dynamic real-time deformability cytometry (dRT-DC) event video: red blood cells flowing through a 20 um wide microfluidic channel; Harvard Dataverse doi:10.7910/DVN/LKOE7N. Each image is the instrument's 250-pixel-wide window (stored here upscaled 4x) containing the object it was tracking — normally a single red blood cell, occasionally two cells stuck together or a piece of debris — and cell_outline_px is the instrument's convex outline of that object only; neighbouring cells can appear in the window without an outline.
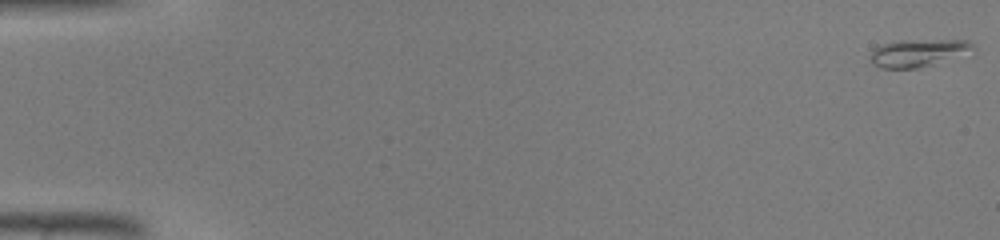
{"species": "common noctule bat (a hibernating species)", "species_latin": "Nyctalus noctula", "temperature_condition": "warm", "stored_images_in_passage": 46, "camera_frame_rate_fps": 3000, "um_per_image_px": 0.085, "animal": {"sex": "male", "body_mass_g": 19.0, "forearm_length_mm": 50.8}, "frame": {"image": 1, "passage_image": 1, "time_ms": 0.0, "image_size_px": [1000, 240], "cell_outline_px": [[976, 52], [920, 68], [884, 68], [872, 64], [872, 48], [884, 44], [900, 40], [968, 40], [976, 48]], "centroid_in_image_um": [78.14, 4.49], "position_along_channel_um": 6.9, "area_um2": 16.65}}
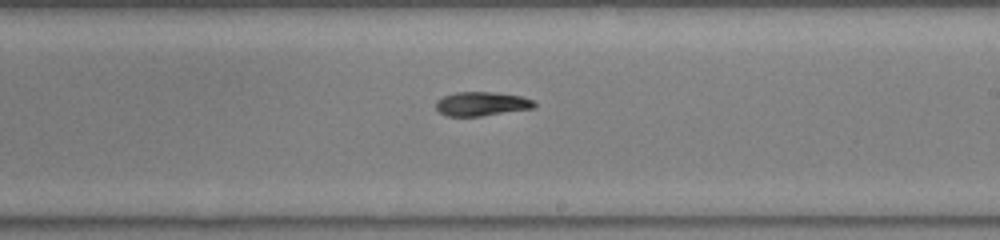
{"frame": {"image": 2, "passage_image": 28, "time_ms": 9.0, "image_size_px": [1000, 240], "cell_outline_px": [[536, 104], [532, 108], [480, 116], [448, 116], [440, 112], [436, 108], [436, 100], [444, 96], [456, 92], [496, 92], [524, 96], [536, 100]], "centroid_in_image_um": [40.97, 8.81], "position_along_channel_um": 248.0, "area_um2": 13.81}}
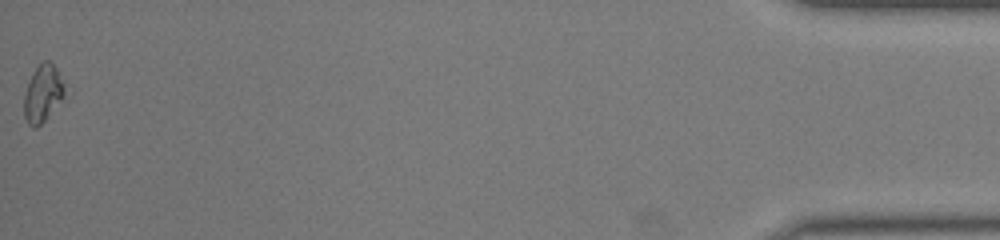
{"frame": {"image": 3, "passage_image": 46, "time_ms": 15.0, "image_size_px": [1000, 240], "cell_outline_px": [[64, 96], [48, 116], [36, 128], [32, 128], [28, 124], [24, 116], [24, 96], [32, 72], [44, 60], [48, 60], [56, 68], [64, 84]], "centroid_in_image_um": [3.62, 7.95], "position_along_channel_um": 431.6, "area_um2": 13.24}}